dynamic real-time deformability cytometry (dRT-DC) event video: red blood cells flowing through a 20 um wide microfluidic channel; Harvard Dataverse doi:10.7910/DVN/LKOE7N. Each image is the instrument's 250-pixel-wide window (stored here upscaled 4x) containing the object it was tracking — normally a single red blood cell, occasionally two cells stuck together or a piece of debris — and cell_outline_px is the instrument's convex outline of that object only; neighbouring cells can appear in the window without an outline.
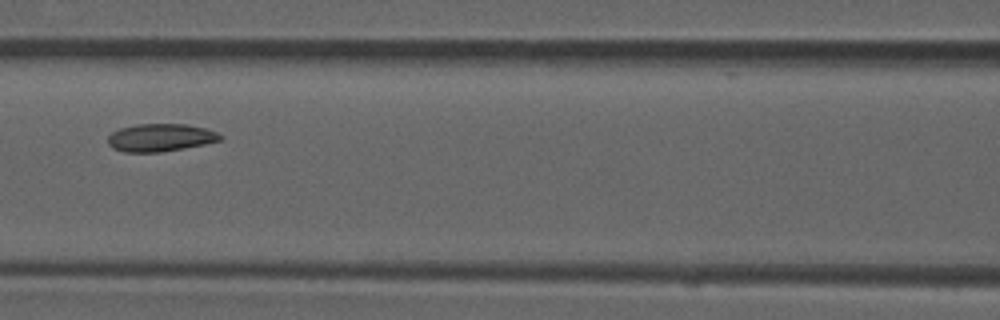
{"species": "common noctule bat (a hibernating species)", "species_latin": "Nyctalus noctula", "temperature_condition": "room temperature", "stored_images_in_passage": 3, "camera_frame_rate_fps": 3000, "um_per_image_px": 0.085, "animal": {"sex": "male", "forearm_length_mm": 52.5}, "frame": {"image": 1, "passage_image": 3, "time_ms": 0.667, "image_size_px": [1000, 320], "cell_outline_px": [[224, 136], [220, 140], [204, 144], [184, 148], [160, 152], [124, 152], [112, 148], [108, 144], [108, 136], [112, 132], [120, 128], [136, 124], [184, 124], [204, 128], [216, 132]], "centroid_in_image_um": [13.61, 11.7], "position_along_channel_um": 153.0, "area_um2": 18.09}}